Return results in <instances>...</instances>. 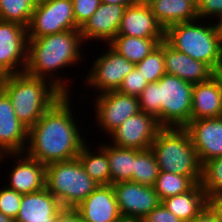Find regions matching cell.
Masks as SVG:
<instances>
[{"mask_svg": "<svg viewBox=\"0 0 222 222\" xmlns=\"http://www.w3.org/2000/svg\"><path fill=\"white\" fill-rule=\"evenodd\" d=\"M195 7L198 9L205 0H191Z\"/></svg>", "mask_w": 222, "mask_h": 222, "instance_id": "cell-43", "label": "cell"}, {"mask_svg": "<svg viewBox=\"0 0 222 222\" xmlns=\"http://www.w3.org/2000/svg\"><path fill=\"white\" fill-rule=\"evenodd\" d=\"M76 27L79 30L98 9L101 0H72Z\"/></svg>", "mask_w": 222, "mask_h": 222, "instance_id": "cell-35", "label": "cell"}, {"mask_svg": "<svg viewBox=\"0 0 222 222\" xmlns=\"http://www.w3.org/2000/svg\"><path fill=\"white\" fill-rule=\"evenodd\" d=\"M101 2L106 4L123 5L125 7L133 6L139 3L138 0H101Z\"/></svg>", "mask_w": 222, "mask_h": 222, "instance_id": "cell-41", "label": "cell"}, {"mask_svg": "<svg viewBox=\"0 0 222 222\" xmlns=\"http://www.w3.org/2000/svg\"><path fill=\"white\" fill-rule=\"evenodd\" d=\"M85 44L79 30H67L38 38H28L27 65L29 75L47 79L63 94L70 95V88L57 73L58 69L81 61V46ZM70 64V65H69Z\"/></svg>", "mask_w": 222, "mask_h": 222, "instance_id": "cell-2", "label": "cell"}, {"mask_svg": "<svg viewBox=\"0 0 222 222\" xmlns=\"http://www.w3.org/2000/svg\"><path fill=\"white\" fill-rule=\"evenodd\" d=\"M160 171L201 182L202 165L186 128L162 127L151 145Z\"/></svg>", "mask_w": 222, "mask_h": 222, "instance_id": "cell-6", "label": "cell"}, {"mask_svg": "<svg viewBox=\"0 0 222 222\" xmlns=\"http://www.w3.org/2000/svg\"><path fill=\"white\" fill-rule=\"evenodd\" d=\"M3 92L17 118L29 129L64 94L48 80L26 72L3 76Z\"/></svg>", "mask_w": 222, "mask_h": 222, "instance_id": "cell-4", "label": "cell"}, {"mask_svg": "<svg viewBox=\"0 0 222 222\" xmlns=\"http://www.w3.org/2000/svg\"><path fill=\"white\" fill-rule=\"evenodd\" d=\"M78 30L72 0H37L27 27L28 38Z\"/></svg>", "mask_w": 222, "mask_h": 222, "instance_id": "cell-8", "label": "cell"}, {"mask_svg": "<svg viewBox=\"0 0 222 222\" xmlns=\"http://www.w3.org/2000/svg\"><path fill=\"white\" fill-rule=\"evenodd\" d=\"M3 91V76H0V93Z\"/></svg>", "mask_w": 222, "mask_h": 222, "instance_id": "cell-44", "label": "cell"}, {"mask_svg": "<svg viewBox=\"0 0 222 222\" xmlns=\"http://www.w3.org/2000/svg\"><path fill=\"white\" fill-rule=\"evenodd\" d=\"M64 208L56 197L44 189L22 195L15 222H54Z\"/></svg>", "mask_w": 222, "mask_h": 222, "instance_id": "cell-22", "label": "cell"}, {"mask_svg": "<svg viewBox=\"0 0 222 222\" xmlns=\"http://www.w3.org/2000/svg\"><path fill=\"white\" fill-rule=\"evenodd\" d=\"M222 117V73L194 84L191 120Z\"/></svg>", "mask_w": 222, "mask_h": 222, "instance_id": "cell-21", "label": "cell"}, {"mask_svg": "<svg viewBox=\"0 0 222 222\" xmlns=\"http://www.w3.org/2000/svg\"><path fill=\"white\" fill-rule=\"evenodd\" d=\"M165 38H139L125 35H116L109 45L129 62L140 63Z\"/></svg>", "mask_w": 222, "mask_h": 222, "instance_id": "cell-26", "label": "cell"}, {"mask_svg": "<svg viewBox=\"0 0 222 222\" xmlns=\"http://www.w3.org/2000/svg\"><path fill=\"white\" fill-rule=\"evenodd\" d=\"M92 152L86 144L82 147L78 154V159L82 163L85 172L98 185H111V173L109 169V160L107 153L100 147Z\"/></svg>", "mask_w": 222, "mask_h": 222, "instance_id": "cell-27", "label": "cell"}, {"mask_svg": "<svg viewBox=\"0 0 222 222\" xmlns=\"http://www.w3.org/2000/svg\"><path fill=\"white\" fill-rule=\"evenodd\" d=\"M13 158H18L9 173V185L7 188L15 190L22 195L40 191L46 187V165L31 158L25 152L7 153Z\"/></svg>", "mask_w": 222, "mask_h": 222, "instance_id": "cell-16", "label": "cell"}, {"mask_svg": "<svg viewBox=\"0 0 222 222\" xmlns=\"http://www.w3.org/2000/svg\"><path fill=\"white\" fill-rule=\"evenodd\" d=\"M108 46V51L91 64L93 67L85 79L87 87H94L99 94L117 91L125 76L135 68L134 63L129 62L109 44Z\"/></svg>", "mask_w": 222, "mask_h": 222, "instance_id": "cell-9", "label": "cell"}, {"mask_svg": "<svg viewBox=\"0 0 222 222\" xmlns=\"http://www.w3.org/2000/svg\"><path fill=\"white\" fill-rule=\"evenodd\" d=\"M161 128L154 116L140 111L120 124L109 138L118 147L144 150L151 148Z\"/></svg>", "mask_w": 222, "mask_h": 222, "instance_id": "cell-13", "label": "cell"}, {"mask_svg": "<svg viewBox=\"0 0 222 222\" xmlns=\"http://www.w3.org/2000/svg\"><path fill=\"white\" fill-rule=\"evenodd\" d=\"M159 166L151 148L139 150L134 158L132 182L153 187L159 174Z\"/></svg>", "mask_w": 222, "mask_h": 222, "instance_id": "cell-29", "label": "cell"}, {"mask_svg": "<svg viewBox=\"0 0 222 222\" xmlns=\"http://www.w3.org/2000/svg\"><path fill=\"white\" fill-rule=\"evenodd\" d=\"M164 61L166 74L175 75L192 84L208 81L217 74L206 63L175 50L165 40Z\"/></svg>", "mask_w": 222, "mask_h": 222, "instance_id": "cell-20", "label": "cell"}, {"mask_svg": "<svg viewBox=\"0 0 222 222\" xmlns=\"http://www.w3.org/2000/svg\"><path fill=\"white\" fill-rule=\"evenodd\" d=\"M140 222H183L171 211H169L162 203L155 207L150 213L140 220Z\"/></svg>", "mask_w": 222, "mask_h": 222, "instance_id": "cell-37", "label": "cell"}, {"mask_svg": "<svg viewBox=\"0 0 222 222\" xmlns=\"http://www.w3.org/2000/svg\"><path fill=\"white\" fill-rule=\"evenodd\" d=\"M189 222H218L216 214L206 205L191 221Z\"/></svg>", "mask_w": 222, "mask_h": 222, "instance_id": "cell-39", "label": "cell"}, {"mask_svg": "<svg viewBox=\"0 0 222 222\" xmlns=\"http://www.w3.org/2000/svg\"><path fill=\"white\" fill-rule=\"evenodd\" d=\"M54 222H84L74 209H63Z\"/></svg>", "mask_w": 222, "mask_h": 222, "instance_id": "cell-40", "label": "cell"}, {"mask_svg": "<svg viewBox=\"0 0 222 222\" xmlns=\"http://www.w3.org/2000/svg\"><path fill=\"white\" fill-rule=\"evenodd\" d=\"M28 143V128L17 118L9 97L0 93V155L23 153Z\"/></svg>", "mask_w": 222, "mask_h": 222, "instance_id": "cell-17", "label": "cell"}, {"mask_svg": "<svg viewBox=\"0 0 222 222\" xmlns=\"http://www.w3.org/2000/svg\"><path fill=\"white\" fill-rule=\"evenodd\" d=\"M117 35L139 38H165V30L158 23L147 3L125 8Z\"/></svg>", "mask_w": 222, "mask_h": 222, "instance_id": "cell-19", "label": "cell"}, {"mask_svg": "<svg viewBox=\"0 0 222 222\" xmlns=\"http://www.w3.org/2000/svg\"><path fill=\"white\" fill-rule=\"evenodd\" d=\"M21 199L22 194L5 185L0 189V212L15 220L20 210Z\"/></svg>", "mask_w": 222, "mask_h": 222, "instance_id": "cell-33", "label": "cell"}, {"mask_svg": "<svg viewBox=\"0 0 222 222\" xmlns=\"http://www.w3.org/2000/svg\"><path fill=\"white\" fill-rule=\"evenodd\" d=\"M200 184L207 198L222 193V156L211 159L202 165Z\"/></svg>", "mask_w": 222, "mask_h": 222, "instance_id": "cell-32", "label": "cell"}, {"mask_svg": "<svg viewBox=\"0 0 222 222\" xmlns=\"http://www.w3.org/2000/svg\"><path fill=\"white\" fill-rule=\"evenodd\" d=\"M27 51V28L0 20V76L25 72Z\"/></svg>", "mask_w": 222, "mask_h": 222, "instance_id": "cell-10", "label": "cell"}, {"mask_svg": "<svg viewBox=\"0 0 222 222\" xmlns=\"http://www.w3.org/2000/svg\"><path fill=\"white\" fill-rule=\"evenodd\" d=\"M84 222H123L111 185H99L75 209Z\"/></svg>", "mask_w": 222, "mask_h": 222, "instance_id": "cell-15", "label": "cell"}, {"mask_svg": "<svg viewBox=\"0 0 222 222\" xmlns=\"http://www.w3.org/2000/svg\"><path fill=\"white\" fill-rule=\"evenodd\" d=\"M198 21L169 26L165 30V41L175 50L206 63L216 73H222L221 24L205 25Z\"/></svg>", "mask_w": 222, "mask_h": 222, "instance_id": "cell-5", "label": "cell"}, {"mask_svg": "<svg viewBox=\"0 0 222 222\" xmlns=\"http://www.w3.org/2000/svg\"><path fill=\"white\" fill-rule=\"evenodd\" d=\"M147 4L164 30L177 23L199 19L198 9L191 0H150Z\"/></svg>", "mask_w": 222, "mask_h": 222, "instance_id": "cell-23", "label": "cell"}, {"mask_svg": "<svg viewBox=\"0 0 222 222\" xmlns=\"http://www.w3.org/2000/svg\"><path fill=\"white\" fill-rule=\"evenodd\" d=\"M196 183L188 176L159 171L153 188L161 201L191 190Z\"/></svg>", "mask_w": 222, "mask_h": 222, "instance_id": "cell-28", "label": "cell"}, {"mask_svg": "<svg viewBox=\"0 0 222 222\" xmlns=\"http://www.w3.org/2000/svg\"><path fill=\"white\" fill-rule=\"evenodd\" d=\"M4 158H5V159L7 158V157H6V154L0 155V163H1L2 160H4Z\"/></svg>", "mask_w": 222, "mask_h": 222, "instance_id": "cell-45", "label": "cell"}, {"mask_svg": "<svg viewBox=\"0 0 222 222\" xmlns=\"http://www.w3.org/2000/svg\"><path fill=\"white\" fill-rule=\"evenodd\" d=\"M185 128L201 165L222 156V117L191 120Z\"/></svg>", "mask_w": 222, "mask_h": 222, "instance_id": "cell-14", "label": "cell"}, {"mask_svg": "<svg viewBox=\"0 0 222 222\" xmlns=\"http://www.w3.org/2000/svg\"><path fill=\"white\" fill-rule=\"evenodd\" d=\"M148 82L141 75V72L137 70V68H133V70L125 76L123 79L118 92L134 97H139V95L143 92L144 88L147 86Z\"/></svg>", "mask_w": 222, "mask_h": 222, "instance_id": "cell-34", "label": "cell"}, {"mask_svg": "<svg viewBox=\"0 0 222 222\" xmlns=\"http://www.w3.org/2000/svg\"><path fill=\"white\" fill-rule=\"evenodd\" d=\"M107 153L109 169L111 173V184L119 182H132L134 173V158L138 155V149H128L116 145L100 144Z\"/></svg>", "mask_w": 222, "mask_h": 222, "instance_id": "cell-25", "label": "cell"}, {"mask_svg": "<svg viewBox=\"0 0 222 222\" xmlns=\"http://www.w3.org/2000/svg\"><path fill=\"white\" fill-rule=\"evenodd\" d=\"M148 83L157 82L165 72L164 41L148 54L140 63L135 65Z\"/></svg>", "mask_w": 222, "mask_h": 222, "instance_id": "cell-31", "label": "cell"}, {"mask_svg": "<svg viewBox=\"0 0 222 222\" xmlns=\"http://www.w3.org/2000/svg\"><path fill=\"white\" fill-rule=\"evenodd\" d=\"M218 16V17H217ZM209 17L218 18L217 23L222 22V0H205L198 8V18L202 21Z\"/></svg>", "mask_w": 222, "mask_h": 222, "instance_id": "cell-36", "label": "cell"}, {"mask_svg": "<svg viewBox=\"0 0 222 222\" xmlns=\"http://www.w3.org/2000/svg\"><path fill=\"white\" fill-rule=\"evenodd\" d=\"M98 186L78 158L46 166V188L64 209H75Z\"/></svg>", "mask_w": 222, "mask_h": 222, "instance_id": "cell-7", "label": "cell"}, {"mask_svg": "<svg viewBox=\"0 0 222 222\" xmlns=\"http://www.w3.org/2000/svg\"><path fill=\"white\" fill-rule=\"evenodd\" d=\"M140 3H147L149 2L150 0H138Z\"/></svg>", "mask_w": 222, "mask_h": 222, "instance_id": "cell-46", "label": "cell"}, {"mask_svg": "<svg viewBox=\"0 0 222 222\" xmlns=\"http://www.w3.org/2000/svg\"><path fill=\"white\" fill-rule=\"evenodd\" d=\"M70 98L64 94L28 129L25 153L46 166L77 158L87 142L72 116Z\"/></svg>", "mask_w": 222, "mask_h": 222, "instance_id": "cell-1", "label": "cell"}, {"mask_svg": "<svg viewBox=\"0 0 222 222\" xmlns=\"http://www.w3.org/2000/svg\"><path fill=\"white\" fill-rule=\"evenodd\" d=\"M124 221L142 220L162 201L154 188L131 181L112 184Z\"/></svg>", "mask_w": 222, "mask_h": 222, "instance_id": "cell-11", "label": "cell"}, {"mask_svg": "<svg viewBox=\"0 0 222 222\" xmlns=\"http://www.w3.org/2000/svg\"><path fill=\"white\" fill-rule=\"evenodd\" d=\"M207 205L216 214L218 222H222V193L208 197Z\"/></svg>", "mask_w": 222, "mask_h": 222, "instance_id": "cell-38", "label": "cell"}, {"mask_svg": "<svg viewBox=\"0 0 222 222\" xmlns=\"http://www.w3.org/2000/svg\"><path fill=\"white\" fill-rule=\"evenodd\" d=\"M207 199L201 184L197 183L187 192L162 200V204L183 222H189L205 208Z\"/></svg>", "mask_w": 222, "mask_h": 222, "instance_id": "cell-24", "label": "cell"}, {"mask_svg": "<svg viewBox=\"0 0 222 222\" xmlns=\"http://www.w3.org/2000/svg\"><path fill=\"white\" fill-rule=\"evenodd\" d=\"M95 117L97 125L110 135L127 118L140 112L139 99L122 94L118 91H109L97 94L95 98Z\"/></svg>", "mask_w": 222, "mask_h": 222, "instance_id": "cell-12", "label": "cell"}, {"mask_svg": "<svg viewBox=\"0 0 222 222\" xmlns=\"http://www.w3.org/2000/svg\"><path fill=\"white\" fill-rule=\"evenodd\" d=\"M194 84L164 74L139 95L140 110L154 116L161 127L185 128L191 121Z\"/></svg>", "mask_w": 222, "mask_h": 222, "instance_id": "cell-3", "label": "cell"}, {"mask_svg": "<svg viewBox=\"0 0 222 222\" xmlns=\"http://www.w3.org/2000/svg\"><path fill=\"white\" fill-rule=\"evenodd\" d=\"M125 8L123 5L101 2L94 14L79 29L83 42L95 39L109 44L117 35Z\"/></svg>", "mask_w": 222, "mask_h": 222, "instance_id": "cell-18", "label": "cell"}, {"mask_svg": "<svg viewBox=\"0 0 222 222\" xmlns=\"http://www.w3.org/2000/svg\"><path fill=\"white\" fill-rule=\"evenodd\" d=\"M0 222H15L13 219L10 217L6 216L2 212H0Z\"/></svg>", "mask_w": 222, "mask_h": 222, "instance_id": "cell-42", "label": "cell"}, {"mask_svg": "<svg viewBox=\"0 0 222 222\" xmlns=\"http://www.w3.org/2000/svg\"><path fill=\"white\" fill-rule=\"evenodd\" d=\"M37 0H0V20L28 27Z\"/></svg>", "mask_w": 222, "mask_h": 222, "instance_id": "cell-30", "label": "cell"}]
</instances>
